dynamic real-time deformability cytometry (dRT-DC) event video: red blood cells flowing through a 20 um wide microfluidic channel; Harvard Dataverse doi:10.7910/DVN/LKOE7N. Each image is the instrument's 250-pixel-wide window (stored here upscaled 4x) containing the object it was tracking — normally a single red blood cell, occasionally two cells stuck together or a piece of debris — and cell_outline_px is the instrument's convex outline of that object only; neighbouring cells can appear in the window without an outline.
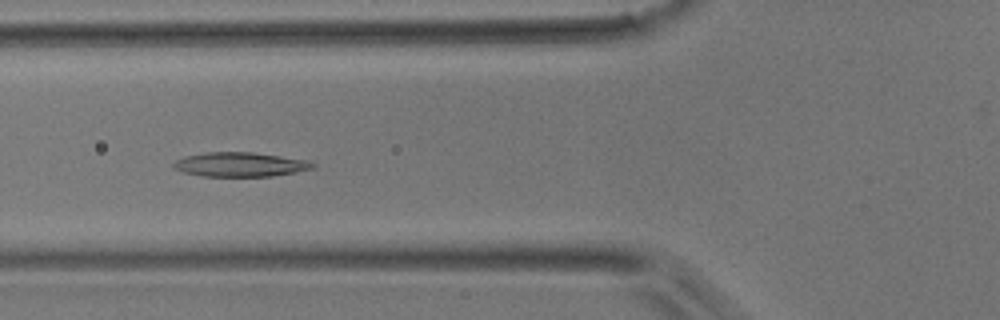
{"species": "common noctule bat (a hibernating species)", "species_latin": "Nyctalus noctula", "temperature_condition": "room temperature", "stored_images_in_passage": 34, "camera_frame_rate_fps": 3000, "um_per_image_px": 0.085, "animal": {"sex": "male", "body_mass_g": 17.9}, "frame": {"image": 1, "passage_image": 3, "time_ms": 0.667, "image_size_px": [1000, 320], "cell_outline_px": [[316, 168], [296, 172], [272, 176], [200, 176], [184, 172], [172, 168], [172, 164], [176, 160], [184, 156], [208, 152], [252, 152], [308, 160], [316, 164]], "centroid_in_image_um": [20.42, 13.98], "position_along_channel_um": 105.4, "area_um2": 19.83}}
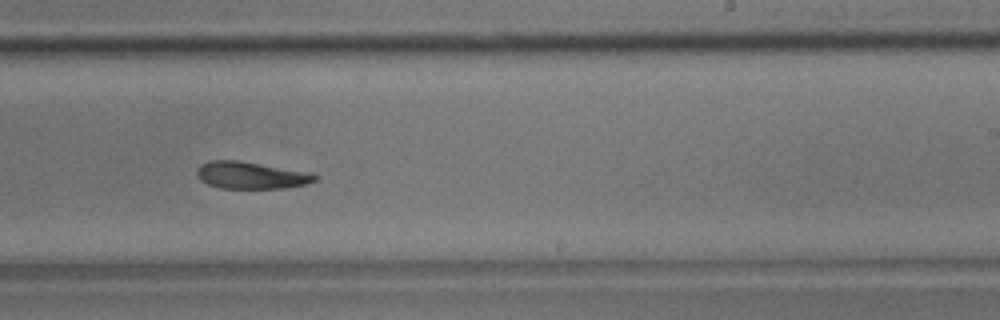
{"frame": {"image": 2, "passage_image": 15, "time_ms": 4.667, "image_size_px": [1000, 320], "cell_outline_px": [[316, 180], [304, 184], [284, 188], [220, 188], [208, 184], [200, 180], [196, 176], [196, 168], [200, 164], [208, 160], [236, 160], [300, 172], [316, 176]], "centroid_in_image_um": [21.15, 14.91], "position_along_channel_um": 267.9, "area_um2": 17.98}}
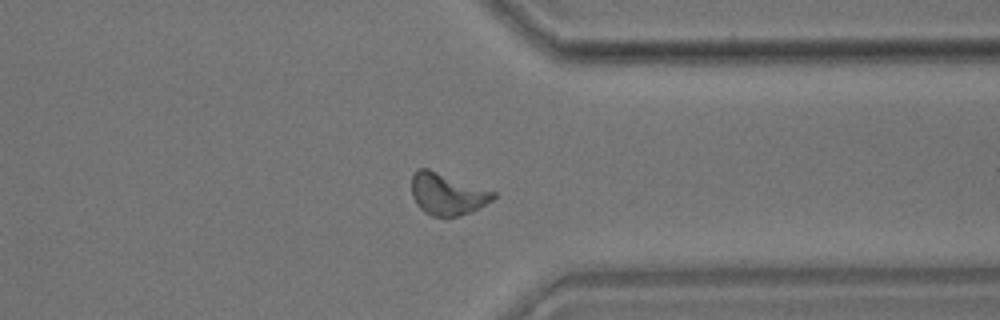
{"frame": {"image": 3, "passage_image": 23, "time_ms": 7.333, "image_size_px": [1000, 320], "cell_outline_px": [[496, 196], [492, 200], [472, 212], [460, 216], [432, 216], [424, 212], [416, 204], [412, 196], [412, 172], [416, 168], [428, 168], [496, 192]], "centroid_in_image_um": [37.99, 16.48], "position_along_channel_um": 373.4, "area_um2": 20.0}}